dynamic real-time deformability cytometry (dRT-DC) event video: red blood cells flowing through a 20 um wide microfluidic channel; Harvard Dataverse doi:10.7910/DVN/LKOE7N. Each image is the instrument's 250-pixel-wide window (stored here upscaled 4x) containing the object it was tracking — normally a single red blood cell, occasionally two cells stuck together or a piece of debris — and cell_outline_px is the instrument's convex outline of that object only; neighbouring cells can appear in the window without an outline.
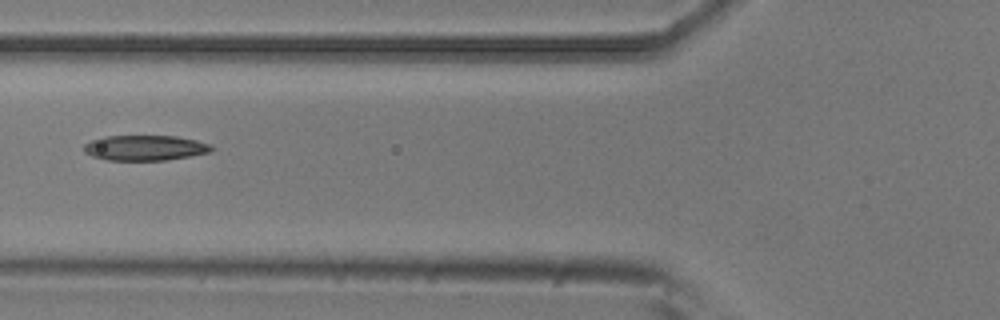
{"species": "common noctule bat (a hibernating species)", "species_latin": "Nyctalus noctula", "temperature_condition": "room temperature", "stored_images_in_passage": 5, "camera_frame_rate_fps": 3000, "um_per_image_px": 0.085, "animal": {"sex": "male", "body_mass_g": 20.5, "forearm_length_mm": 52.5}, "frame": {"image": 1, "passage_image": 5, "time_ms": 1.333, "image_size_px": [1000, 320], "cell_outline_px": [[216, 148], [212, 152], [164, 160], [108, 160], [92, 156], [84, 152], [84, 144], [92, 140], [104, 136], [176, 136], [196, 140], [208, 144]], "centroid_in_image_um": [12.33, 12.56], "position_along_channel_um": 113.5, "area_um2": 18.73}}